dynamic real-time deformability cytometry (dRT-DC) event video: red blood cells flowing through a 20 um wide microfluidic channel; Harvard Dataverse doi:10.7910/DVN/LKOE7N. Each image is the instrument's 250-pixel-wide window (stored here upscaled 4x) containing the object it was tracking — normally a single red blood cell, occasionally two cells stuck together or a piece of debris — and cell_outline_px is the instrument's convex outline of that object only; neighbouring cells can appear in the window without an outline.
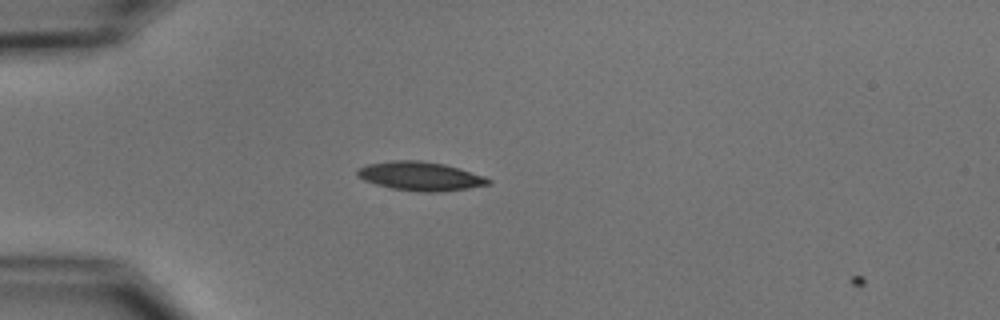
{"species": "common noctule bat (a hibernating species)", "species_latin": "Nyctalus noctula", "temperature_condition": "cold", "stored_images_in_passage": 2, "camera_frame_rate_fps": 3000, "um_per_image_px": 0.085, "animal": {"sex": "male", "body_mass_g": 15.6}, "frame": {"image": 1, "passage_image": 1, "time_ms": 0.0, "image_size_px": [1000, 320], "cell_outline_px": [[492, 184], [468, 188], [440, 192], [420, 192], [392, 188], [376, 184], [364, 180], [356, 176], [356, 168], [368, 164], [392, 160], [420, 160], [444, 164], [460, 168], [484, 176], [492, 180]], "centroid_in_image_um": [35.73, 14.97], "position_along_channel_um": 49.3, "area_um2": 22.2}}